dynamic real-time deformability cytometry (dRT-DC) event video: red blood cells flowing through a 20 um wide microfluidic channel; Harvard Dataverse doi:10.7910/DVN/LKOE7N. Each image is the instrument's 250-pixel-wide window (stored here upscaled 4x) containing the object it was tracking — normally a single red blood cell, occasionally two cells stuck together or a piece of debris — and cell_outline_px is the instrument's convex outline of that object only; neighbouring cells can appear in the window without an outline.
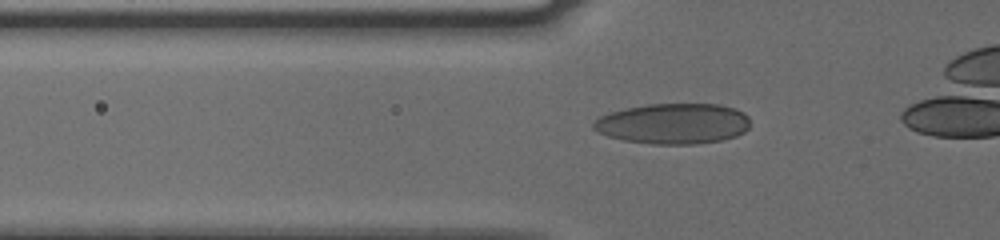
{"species": "human", "species_latin": "Homo sapiens", "temperature_condition": "cold", "stored_images_in_passage": 45, "camera_frame_rate_fps": 3000, "um_per_image_px": 0.085, "donor": {"sex": "male"}, "frame": {"image": 1, "passage_image": 16, "time_ms": 5.0, "image_size_px": [1000, 240], "cell_outline_px": [[748, 128], [744, 132], [736, 136], [720, 140], [696, 144], [652, 144], [624, 140], [608, 136], [592, 128], [592, 124], [600, 116], [608, 112], [648, 104], [720, 104], [736, 108], [744, 112], [748, 116]], "centroid_in_image_um": [57.24, 10.5], "position_along_channel_um": 68.6, "area_um2": 37.05}}
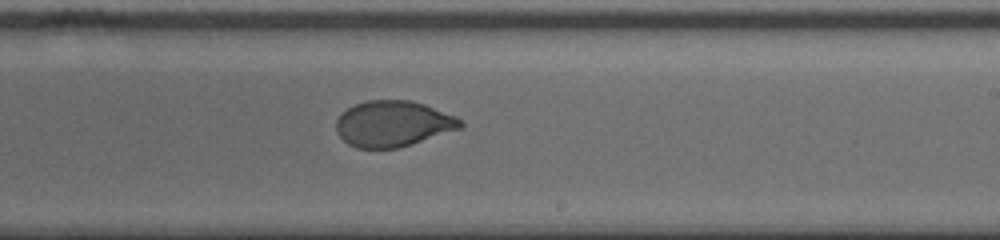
{"frame": {"image": 2, "passage_image": 31, "time_ms": 10.0, "image_size_px": [1000, 240], "cell_outline_px": [[464, 124], [460, 128], [396, 148], [356, 148], [348, 144], [336, 132], [336, 120], [348, 108], [356, 104], [368, 100], [412, 100], [424, 104], [456, 116]], "centroid_in_image_um": [33.38, 10.51], "position_along_channel_um": 255.6, "area_um2": 32.77}}
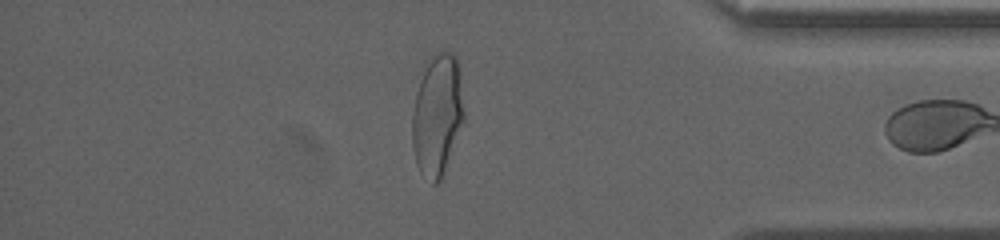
{"frame": {"image": 3, "passage_image": 44, "time_ms": 14.333, "image_size_px": [1000, 240], "cell_outline_px": [[464, 120], [440, 180], [436, 184], [432, 184], [420, 172], [416, 164], [412, 148], [412, 112], [416, 92], [424, 60], [440, 52], [452, 52], [456, 56], [460, 64], [464, 112]], "centroid_in_image_um": [37.15, 9.71], "position_along_channel_um": 398.0, "area_um2": 37.22}}